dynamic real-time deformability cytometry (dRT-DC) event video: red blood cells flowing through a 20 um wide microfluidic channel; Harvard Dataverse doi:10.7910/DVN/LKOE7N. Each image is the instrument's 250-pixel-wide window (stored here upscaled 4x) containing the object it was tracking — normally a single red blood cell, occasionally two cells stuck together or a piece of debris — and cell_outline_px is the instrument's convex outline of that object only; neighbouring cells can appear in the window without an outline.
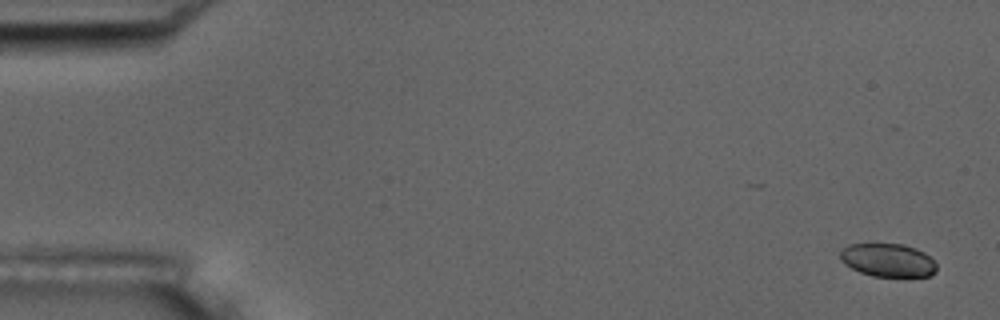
{"species": "common noctule bat (a hibernating species)", "species_latin": "Nyctalus noctula", "temperature_condition": "room temperature", "stored_images_in_passage": 5, "camera_frame_rate_fps": 3000, "um_per_image_px": 0.085, "animal": {"sex": "male", "body_mass_g": 17.5, "forearm_length_mm": 52.3}, "frame": {"image": 1, "passage_image": 1, "time_ms": 0.0, "image_size_px": [1000, 320], "cell_outline_px": [[936, 272], [932, 276], [872, 276], [860, 272], [844, 264], [840, 260], [840, 252], [848, 244], [904, 244], [916, 248], [924, 252], [936, 264]], "centroid_in_image_um": [75.47, 22.11], "position_along_channel_um": 9.5, "area_um2": 18.67}}
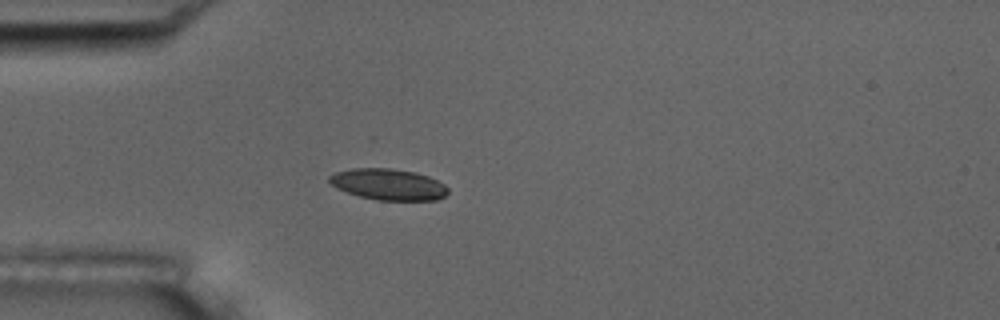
{"frame": {"image": 2, "passage_image": 5, "time_ms": 4.667, "image_size_px": [1000, 320], "cell_outline_px": [[448, 192], [444, 196], [436, 200], [376, 200], [360, 196], [336, 188], [328, 180], [328, 176], [336, 172], [352, 168], [388, 168], [416, 172], [428, 176], [444, 184], [448, 188]], "centroid_in_image_um": [33.0, 15.67], "position_along_channel_um": 52.0, "area_um2": 21.5}}